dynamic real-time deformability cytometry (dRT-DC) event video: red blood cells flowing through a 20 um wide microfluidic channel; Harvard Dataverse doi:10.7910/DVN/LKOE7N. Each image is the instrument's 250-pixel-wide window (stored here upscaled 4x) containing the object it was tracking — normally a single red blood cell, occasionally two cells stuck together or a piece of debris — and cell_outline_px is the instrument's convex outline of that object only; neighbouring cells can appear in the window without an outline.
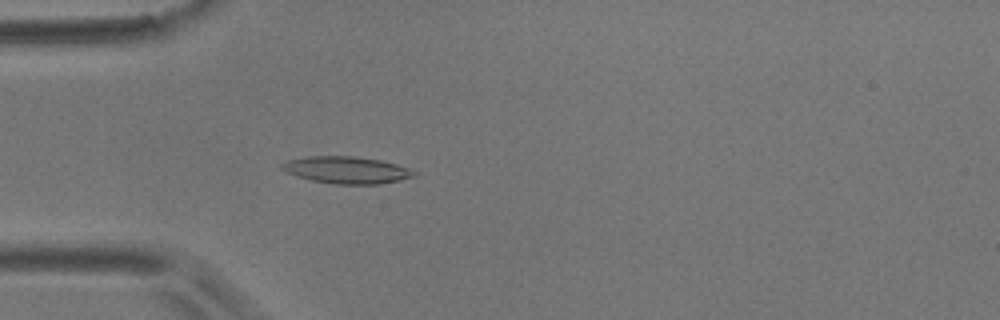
{"species": "common noctule bat (a hibernating species)", "species_latin": "Nyctalus noctula", "temperature_condition": "room temperature", "stored_images_in_passage": 56, "camera_frame_rate_fps": 3000, "um_per_image_px": 0.085, "animal": {"sex": "male", "body_mass_g": 17.9}, "frame": {"image": 1, "passage_image": 16, "time_ms": 5.0, "image_size_px": [1000, 320], "cell_outline_px": [[416, 176], [380, 184], [332, 184], [312, 180], [296, 176], [284, 172], [280, 168], [280, 164], [288, 160], [308, 156], [352, 156], [380, 160], [396, 164], [408, 168], [416, 172]], "centroid_in_image_um": [29.42, 14.45], "position_along_channel_um": 55.6, "area_um2": 20.81}}
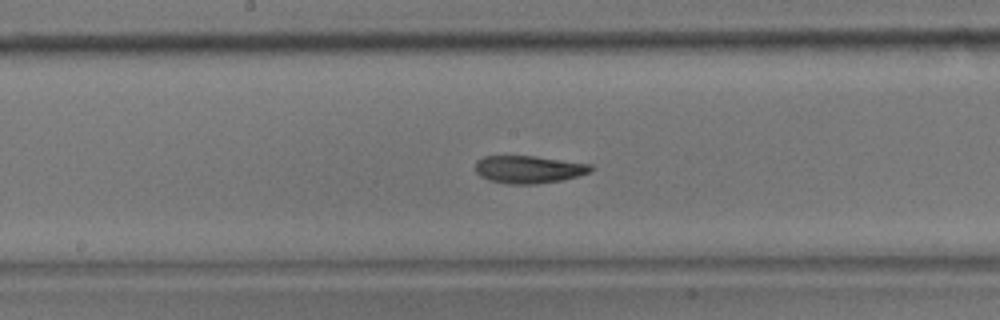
{"frame": {"image": 2, "passage_image": 29, "time_ms": 9.333, "image_size_px": [1000, 320], "cell_outline_px": [[592, 168], [588, 172], [564, 180], [536, 184], [508, 184], [492, 180], [480, 176], [476, 172], [476, 160], [484, 156], [536, 156], [592, 164]], "centroid_in_image_um": [44.93, 14.39], "position_along_channel_um": 203.3, "area_um2": 18.5}}
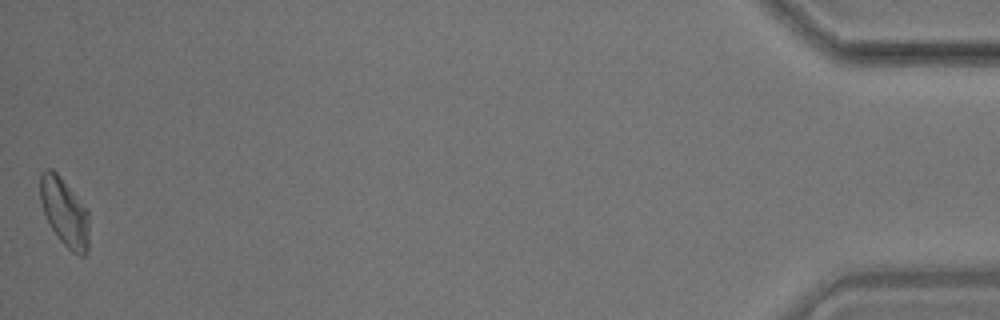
{"frame": {"image": 3, "passage_image": 56, "time_ms": 18.333, "image_size_px": [1000, 320], "cell_outline_px": [[88, 252], [84, 256], [80, 256], [72, 252], [60, 240], [52, 228], [44, 212], [40, 200], [40, 172], [44, 168], [52, 168], [60, 176], [88, 208]], "centroid_in_image_um": [5.49, 18.0], "position_along_channel_um": 429.7, "area_um2": 19.54}, "authors_computed_cell_mechanics": {"area_um2": 19.1029, "velocity_mm_per_s": 3.5489, "shape_relaxation_time_tau1_ms": 5.2763, "shape_relaxation_time_tau2_ms": 3.4838, "deformation_change_tau1": 0.1412, "deformation_change_tau2": 0.1046}}